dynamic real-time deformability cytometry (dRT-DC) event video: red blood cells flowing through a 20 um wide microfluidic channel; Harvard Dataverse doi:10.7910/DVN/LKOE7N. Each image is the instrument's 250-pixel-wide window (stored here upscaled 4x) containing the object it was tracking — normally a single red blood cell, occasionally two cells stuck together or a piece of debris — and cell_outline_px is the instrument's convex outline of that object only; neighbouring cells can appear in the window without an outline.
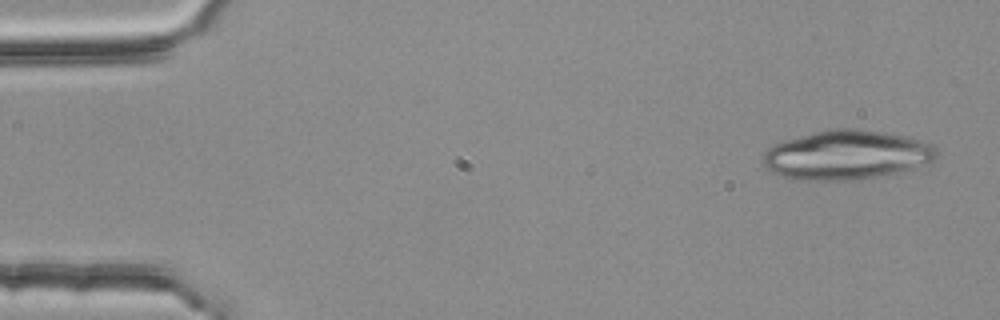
{"species": "common noctule bat (a hibernating species)", "species_latin": "Nyctalus noctula", "temperature_condition": "room temperature", "stored_images_in_passage": 5, "camera_frame_rate_fps": 3000, "um_per_image_px": 0.085, "animal": {"sex": "female", "body_mass_g": 25.1}, "frame": {"image": 1, "passage_image": 1, "time_ms": 0.0, "image_size_px": [1000, 320], "cell_outline_px": [[936, 160], [904, 172], [856, 180], [796, 180], [780, 176], [772, 172], [764, 164], [764, 152], [768, 148], [784, 140], [824, 128], [856, 128], [888, 132], [920, 140], [932, 144], [936, 148]], "centroid_in_image_um": [71.98, 13.16], "position_along_channel_um": 13.0, "area_um2": 50.46}}